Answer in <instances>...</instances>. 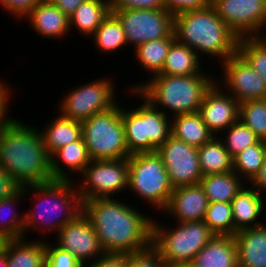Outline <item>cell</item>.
Wrapping results in <instances>:
<instances>
[{
	"instance_id": "obj_1",
	"label": "cell",
	"mask_w": 266,
	"mask_h": 267,
	"mask_svg": "<svg viewBox=\"0 0 266 267\" xmlns=\"http://www.w3.org/2000/svg\"><path fill=\"white\" fill-rule=\"evenodd\" d=\"M116 199L82 202V212L92 223L104 252L130 254L147 249L152 245V218Z\"/></svg>"
},
{
	"instance_id": "obj_2",
	"label": "cell",
	"mask_w": 266,
	"mask_h": 267,
	"mask_svg": "<svg viewBox=\"0 0 266 267\" xmlns=\"http://www.w3.org/2000/svg\"><path fill=\"white\" fill-rule=\"evenodd\" d=\"M22 122L9 117L0 125V167L21 188L53 181L51 157L40 130Z\"/></svg>"
},
{
	"instance_id": "obj_3",
	"label": "cell",
	"mask_w": 266,
	"mask_h": 267,
	"mask_svg": "<svg viewBox=\"0 0 266 267\" xmlns=\"http://www.w3.org/2000/svg\"><path fill=\"white\" fill-rule=\"evenodd\" d=\"M176 40L190 47L198 56L220 58V64L237 53L238 36L216 14L211 4L174 16ZM200 51V52H199Z\"/></svg>"
},
{
	"instance_id": "obj_4",
	"label": "cell",
	"mask_w": 266,
	"mask_h": 267,
	"mask_svg": "<svg viewBox=\"0 0 266 267\" xmlns=\"http://www.w3.org/2000/svg\"><path fill=\"white\" fill-rule=\"evenodd\" d=\"M216 81L215 77L211 78L207 73L189 76L157 74L151 76L146 83L144 81L130 88L137 90L156 108L163 106L160 111L165 115H168V108L173 112L171 117H174L198 112L205 94Z\"/></svg>"
},
{
	"instance_id": "obj_5",
	"label": "cell",
	"mask_w": 266,
	"mask_h": 267,
	"mask_svg": "<svg viewBox=\"0 0 266 267\" xmlns=\"http://www.w3.org/2000/svg\"><path fill=\"white\" fill-rule=\"evenodd\" d=\"M75 182L53 180L29 186L30 190L35 191L31 198L39 201L33 205L32 210L24 213V237L29 229L34 231L37 228L40 231L58 233L65 224L82 212V201Z\"/></svg>"
},
{
	"instance_id": "obj_6",
	"label": "cell",
	"mask_w": 266,
	"mask_h": 267,
	"mask_svg": "<svg viewBox=\"0 0 266 267\" xmlns=\"http://www.w3.org/2000/svg\"><path fill=\"white\" fill-rule=\"evenodd\" d=\"M129 92L143 98L144 104L133 109L121 108L128 152L130 155L155 152L171 135L170 117L160 111L159 107L153 106L137 90Z\"/></svg>"
},
{
	"instance_id": "obj_7",
	"label": "cell",
	"mask_w": 266,
	"mask_h": 267,
	"mask_svg": "<svg viewBox=\"0 0 266 267\" xmlns=\"http://www.w3.org/2000/svg\"><path fill=\"white\" fill-rule=\"evenodd\" d=\"M163 226L153 220L152 246L165 264L191 263L215 235L203 221L176 222L172 229Z\"/></svg>"
},
{
	"instance_id": "obj_8",
	"label": "cell",
	"mask_w": 266,
	"mask_h": 267,
	"mask_svg": "<svg viewBox=\"0 0 266 267\" xmlns=\"http://www.w3.org/2000/svg\"><path fill=\"white\" fill-rule=\"evenodd\" d=\"M120 103L82 122V138L92 160H117L130 156L121 119Z\"/></svg>"
},
{
	"instance_id": "obj_9",
	"label": "cell",
	"mask_w": 266,
	"mask_h": 267,
	"mask_svg": "<svg viewBox=\"0 0 266 267\" xmlns=\"http://www.w3.org/2000/svg\"><path fill=\"white\" fill-rule=\"evenodd\" d=\"M128 188L149 205L165 209L174 187L156 151L129 156Z\"/></svg>"
},
{
	"instance_id": "obj_10",
	"label": "cell",
	"mask_w": 266,
	"mask_h": 267,
	"mask_svg": "<svg viewBox=\"0 0 266 267\" xmlns=\"http://www.w3.org/2000/svg\"><path fill=\"white\" fill-rule=\"evenodd\" d=\"M129 157L117 160H92L81 173L77 185L81 201L111 198L128 189ZM112 195V196H111Z\"/></svg>"
},
{
	"instance_id": "obj_11",
	"label": "cell",
	"mask_w": 266,
	"mask_h": 267,
	"mask_svg": "<svg viewBox=\"0 0 266 267\" xmlns=\"http://www.w3.org/2000/svg\"><path fill=\"white\" fill-rule=\"evenodd\" d=\"M114 79H97L82 86H77L67 93L59 106L62 117L83 122L94 114L114 107L118 102L115 97ZM61 110V111H60Z\"/></svg>"
},
{
	"instance_id": "obj_12",
	"label": "cell",
	"mask_w": 266,
	"mask_h": 267,
	"mask_svg": "<svg viewBox=\"0 0 266 267\" xmlns=\"http://www.w3.org/2000/svg\"><path fill=\"white\" fill-rule=\"evenodd\" d=\"M120 20L128 46L175 37L174 15L161 9H121L112 11ZM131 43V44H130Z\"/></svg>"
},
{
	"instance_id": "obj_13",
	"label": "cell",
	"mask_w": 266,
	"mask_h": 267,
	"mask_svg": "<svg viewBox=\"0 0 266 267\" xmlns=\"http://www.w3.org/2000/svg\"><path fill=\"white\" fill-rule=\"evenodd\" d=\"M156 152L160 155L174 188L200 183L203 174L197 147L170 135Z\"/></svg>"
},
{
	"instance_id": "obj_14",
	"label": "cell",
	"mask_w": 266,
	"mask_h": 267,
	"mask_svg": "<svg viewBox=\"0 0 266 267\" xmlns=\"http://www.w3.org/2000/svg\"><path fill=\"white\" fill-rule=\"evenodd\" d=\"M216 14L238 36L256 37L266 20V0H211Z\"/></svg>"
},
{
	"instance_id": "obj_15",
	"label": "cell",
	"mask_w": 266,
	"mask_h": 267,
	"mask_svg": "<svg viewBox=\"0 0 266 267\" xmlns=\"http://www.w3.org/2000/svg\"><path fill=\"white\" fill-rule=\"evenodd\" d=\"M55 235L58 241L56 246L70 252L84 266L105 254L92 223L83 212L65 224Z\"/></svg>"
},
{
	"instance_id": "obj_16",
	"label": "cell",
	"mask_w": 266,
	"mask_h": 267,
	"mask_svg": "<svg viewBox=\"0 0 266 267\" xmlns=\"http://www.w3.org/2000/svg\"><path fill=\"white\" fill-rule=\"evenodd\" d=\"M221 87L239 104L249 100L266 99V83L237 52L222 63Z\"/></svg>"
},
{
	"instance_id": "obj_17",
	"label": "cell",
	"mask_w": 266,
	"mask_h": 267,
	"mask_svg": "<svg viewBox=\"0 0 266 267\" xmlns=\"http://www.w3.org/2000/svg\"><path fill=\"white\" fill-rule=\"evenodd\" d=\"M220 83L219 79V82L216 81L207 91L198 110L214 136L223 133L222 131L234 124L239 117V102L229 93H225Z\"/></svg>"
},
{
	"instance_id": "obj_18",
	"label": "cell",
	"mask_w": 266,
	"mask_h": 267,
	"mask_svg": "<svg viewBox=\"0 0 266 267\" xmlns=\"http://www.w3.org/2000/svg\"><path fill=\"white\" fill-rule=\"evenodd\" d=\"M208 205V198L200 183L180 186L171 193L164 213L180 223L203 221Z\"/></svg>"
},
{
	"instance_id": "obj_19",
	"label": "cell",
	"mask_w": 266,
	"mask_h": 267,
	"mask_svg": "<svg viewBox=\"0 0 266 267\" xmlns=\"http://www.w3.org/2000/svg\"><path fill=\"white\" fill-rule=\"evenodd\" d=\"M252 186L244 185L232 199V217L234 221V236L238 231L262 226L259 222L263 213L264 197ZM258 220V221H257Z\"/></svg>"
},
{
	"instance_id": "obj_20",
	"label": "cell",
	"mask_w": 266,
	"mask_h": 267,
	"mask_svg": "<svg viewBox=\"0 0 266 267\" xmlns=\"http://www.w3.org/2000/svg\"><path fill=\"white\" fill-rule=\"evenodd\" d=\"M190 264L193 267H238V249L234 236L214 235Z\"/></svg>"
},
{
	"instance_id": "obj_21",
	"label": "cell",
	"mask_w": 266,
	"mask_h": 267,
	"mask_svg": "<svg viewBox=\"0 0 266 267\" xmlns=\"http://www.w3.org/2000/svg\"><path fill=\"white\" fill-rule=\"evenodd\" d=\"M26 18L34 32L43 38H64V35L70 32L69 17L50 0H43L31 10Z\"/></svg>"
},
{
	"instance_id": "obj_22",
	"label": "cell",
	"mask_w": 266,
	"mask_h": 267,
	"mask_svg": "<svg viewBox=\"0 0 266 267\" xmlns=\"http://www.w3.org/2000/svg\"><path fill=\"white\" fill-rule=\"evenodd\" d=\"M50 157L51 174L54 180H72L73 177L69 173L81 174L84 168L92 161L82 137L78 141L57 149ZM62 166L66 169H63ZM67 170H70V172Z\"/></svg>"
},
{
	"instance_id": "obj_23",
	"label": "cell",
	"mask_w": 266,
	"mask_h": 267,
	"mask_svg": "<svg viewBox=\"0 0 266 267\" xmlns=\"http://www.w3.org/2000/svg\"><path fill=\"white\" fill-rule=\"evenodd\" d=\"M234 238L238 267H266V224L238 231Z\"/></svg>"
},
{
	"instance_id": "obj_24",
	"label": "cell",
	"mask_w": 266,
	"mask_h": 267,
	"mask_svg": "<svg viewBox=\"0 0 266 267\" xmlns=\"http://www.w3.org/2000/svg\"><path fill=\"white\" fill-rule=\"evenodd\" d=\"M7 239L5 256L7 267H45L46 243L40 239Z\"/></svg>"
},
{
	"instance_id": "obj_25",
	"label": "cell",
	"mask_w": 266,
	"mask_h": 267,
	"mask_svg": "<svg viewBox=\"0 0 266 267\" xmlns=\"http://www.w3.org/2000/svg\"><path fill=\"white\" fill-rule=\"evenodd\" d=\"M110 12L109 0H86L69 16L70 30L74 26L79 33L92 37Z\"/></svg>"
},
{
	"instance_id": "obj_26",
	"label": "cell",
	"mask_w": 266,
	"mask_h": 267,
	"mask_svg": "<svg viewBox=\"0 0 266 267\" xmlns=\"http://www.w3.org/2000/svg\"><path fill=\"white\" fill-rule=\"evenodd\" d=\"M45 129L40 130L44 146L51 156L57 149L78 141L82 137V122L70 120L58 115Z\"/></svg>"
},
{
	"instance_id": "obj_27",
	"label": "cell",
	"mask_w": 266,
	"mask_h": 267,
	"mask_svg": "<svg viewBox=\"0 0 266 267\" xmlns=\"http://www.w3.org/2000/svg\"><path fill=\"white\" fill-rule=\"evenodd\" d=\"M171 118V135L188 145L199 148L214 136L198 112L180 114Z\"/></svg>"
},
{
	"instance_id": "obj_28",
	"label": "cell",
	"mask_w": 266,
	"mask_h": 267,
	"mask_svg": "<svg viewBox=\"0 0 266 267\" xmlns=\"http://www.w3.org/2000/svg\"><path fill=\"white\" fill-rule=\"evenodd\" d=\"M200 56L190 47L175 40L166 56L160 74L172 76H189L203 73Z\"/></svg>"
},
{
	"instance_id": "obj_29",
	"label": "cell",
	"mask_w": 266,
	"mask_h": 267,
	"mask_svg": "<svg viewBox=\"0 0 266 267\" xmlns=\"http://www.w3.org/2000/svg\"><path fill=\"white\" fill-rule=\"evenodd\" d=\"M243 180L232 170L230 172L209 174L201 178L200 185L211 202H231L245 185Z\"/></svg>"
},
{
	"instance_id": "obj_30",
	"label": "cell",
	"mask_w": 266,
	"mask_h": 267,
	"mask_svg": "<svg viewBox=\"0 0 266 267\" xmlns=\"http://www.w3.org/2000/svg\"><path fill=\"white\" fill-rule=\"evenodd\" d=\"M198 156L203 176L233 170V158L219 136H213L207 143L199 147Z\"/></svg>"
},
{
	"instance_id": "obj_31",
	"label": "cell",
	"mask_w": 266,
	"mask_h": 267,
	"mask_svg": "<svg viewBox=\"0 0 266 267\" xmlns=\"http://www.w3.org/2000/svg\"><path fill=\"white\" fill-rule=\"evenodd\" d=\"M29 191V186L22 187L10 197L0 201V217L9 211L7 213L8 219L6 215L2 221L0 219V243L5 242L7 239L24 238V214L20 216L19 212L14 211L12 208L15 204H18L17 201H21L22 198L30 195Z\"/></svg>"
},
{
	"instance_id": "obj_32",
	"label": "cell",
	"mask_w": 266,
	"mask_h": 267,
	"mask_svg": "<svg viewBox=\"0 0 266 267\" xmlns=\"http://www.w3.org/2000/svg\"><path fill=\"white\" fill-rule=\"evenodd\" d=\"M176 40V37H167L158 40H152L138 45L134 50L135 58L149 71L152 76L160 74L168 51L172 43Z\"/></svg>"
},
{
	"instance_id": "obj_33",
	"label": "cell",
	"mask_w": 266,
	"mask_h": 267,
	"mask_svg": "<svg viewBox=\"0 0 266 267\" xmlns=\"http://www.w3.org/2000/svg\"><path fill=\"white\" fill-rule=\"evenodd\" d=\"M92 36L96 48H99L101 52L113 53L128 45L123 26L113 12L109 13Z\"/></svg>"
},
{
	"instance_id": "obj_34",
	"label": "cell",
	"mask_w": 266,
	"mask_h": 267,
	"mask_svg": "<svg viewBox=\"0 0 266 267\" xmlns=\"http://www.w3.org/2000/svg\"><path fill=\"white\" fill-rule=\"evenodd\" d=\"M265 156L266 141L259 140L256 144L249 146L233 158V171L243 181L245 180L244 183H250L263 165Z\"/></svg>"
},
{
	"instance_id": "obj_35",
	"label": "cell",
	"mask_w": 266,
	"mask_h": 267,
	"mask_svg": "<svg viewBox=\"0 0 266 267\" xmlns=\"http://www.w3.org/2000/svg\"><path fill=\"white\" fill-rule=\"evenodd\" d=\"M203 222L215 235L234 236L231 202L209 203Z\"/></svg>"
},
{
	"instance_id": "obj_36",
	"label": "cell",
	"mask_w": 266,
	"mask_h": 267,
	"mask_svg": "<svg viewBox=\"0 0 266 267\" xmlns=\"http://www.w3.org/2000/svg\"><path fill=\"white\" fill-rule=\"evenodd\" d=\"M255 135L266 141V99L249 100L239 104V117Z\"/></svg>"
},
{
	"instance_id": "obj_37",
	"label": "cell",
	"mask_w": 266,
	"mask_h": 267,
	"mask_svg": "<svg viewBox=\"0 0 266 267\" xmlns=\"http://www.w3.org/2000/svg\"><path fill=\"white\" fill-rule=\"evenodd\" d=\"M226 132L225 139L224 137H220V139L232 158L260 140L255 133L240 120H237L234 124L229 126L225 130V133Z\"/></svg>"
},
{
	"instance_id": "obj_38",
	"label": "cell",
	"mask_w": 266,
	"mask_h": 267,
	"mask_svg": "<svg viewBox=\"0 0 266 267\" xmlns=\"http://www.w3.org/2000/svg\"><path fill=\"white\" fill-rule=\"evenodd\" d=\"M237 52L266 83V47L256 37H243L238 40Z\"/></svg>"
},
{
	"instance_id": "obj_39",
	"label": "cell",
	"mask_w": 266,
	"mask_h": 267,
	"mask_svg": "<svg viewBox=\"0 0 266 267\" xmlns=\"http://www.w3.org/2000/svg\"><path fill=\"white\" fill-rule=\"evenodd\" d=\"M45 267H84L70 252L46 242Z\"/></svg>"
},
{
	"instance_id": "obj_40",
	"label": "cell",
	"mask_w": 266,
	"mask_h": 267,
	"mask_svg": "<svg viewBox=\"0 0 266 267\" xmlns=\"http://www.w3.org/2000/svg\"><path fill=\"white\" fill-rule=\"evenodd\" d=\"M127 267H165V263L151 245L142 251L127 254Z\"/></svg>"
},
{
	"instance_id": "obj_41",
	"label": "cell",
	"mask_w": 266,
	"mask_h": 267,
	"mask_svg": "<svg viewBox=\"0 0 266 267\" xmlns=\"http://www.w3.org/2000/svg\"><path fill=\"white\" fill-rule=\"evenodd\" d=\"M43 0H0V5L12 14L13 18H25L29 15L31 10L41 3ZM15 15V16H14Z\"/></svg>"
},
{
	"instance_id": "obj_42",
	"label": "cell",
	"mask_w": 266,
	"mask_h": 267,
	"mask_svg": "<svg viewBox=\"0 0 266 267\" xmlns=\"http://www.w3.org/2000/svg\"><path fill=\"white\" fill-rule=\"evenodd\" d=\"M110 10L121 9H161L164 0H109Z\"/></svg>"
},
{
	"instance_id": "obj_43",
	"label": "cell",
	"mask_w": 266,
	"mask_h": 267,
	"mask_svg": "<svg viewBox=\"0 0 266 267\" xmlns=\"http://www.w3.org/2000/svg\"><path fill=\"white\" fill-rule=\"evenodd\" d=\"M211 4V0H164V8L172 15L188 10L201 9Z\"/></svg>"
},
{
	"instance_id": "obj_44",
	"label": "cell",
	"mask_w": 266,
	"mask_h": 267,
	"mask_svg": "<svg viewBox=\"0 0 266 267\" xmlns=\"http://www.w3.org/2000/svg\"><path fill=\"white\" fill-rule=\"evenodd\" d=\"M84 267H127V254L105 253Z\"/></svg>"
},
{
	"instance_id": "obj_45",
	"label": "cell",
	"mask_w": 266,
	"mask_h": 267,
	"mask_svg": "<svg viewBox=\"0 0 266 267\" xmlns=\"http://www.w3.org/2000/svg\"><path fill=\"white\" fill-rule=\"evenodd\" d=\"M21 187L0 167V201L16 193Z\"/></svg>"
},
{
	"instance_id": "obj_46",
	"label": "cell",
	"mask_w": 266,
	"mask_h": 267,
	"mask_svg": "<svg viewBox=\"0 0 266 267\" xmlns=\"http://www.w3.org/2000/svg\"><path fill=\"white\" fill-rule=\"evenodd\" d=\"M57 8H59L68 17L76 10V8L86 0H50Z\"/></svg>"
},
{
	"instance_id": "obj_47",
	"label": "cell",
	"mask_w": 266,
	"mask_h": 267,
	"mask_svg": "<svg viewBox=\"0 0 266 267\" xmlns=\"http://www.w3.org/2000/svg\"><path fill=\"white\" fill-rule=\"evenodd\" d=\"M250 183V186L255 188L261 195L263 194L262 192L266 190V156L259 172Z\"/></svg>"
},
{
	"instance_id": "obj_48",
	"label": "cell",
	"mask_w": 266,
	"mask_h": 267,
	"mask_svg": "<svg viewBox=\"0 0 266 267\" xmlns=\"http://www.w3.org/2000/svg\"><path fill=\"white\" fill-rule=\"evenodd\" d=\"M0 267H7L6 256H5V242L0 245Z\"/></svg>"
},
{
	"instance_id": "obj_49",
	"label": "cell",
	"mask_w": 266,
	"mask_h": 267,
	"mask_svg": "<svg viewBox=\"0 0 266 267\" xmlns=\"http://www.w3.org/2000/svg\"><path fill=\"white\" fill-rule=\"evenodd\" d=\"M263 27H266V20H265L264 25L262 26V28ZM262 34H263V32L262 33H258L256 35V38H257L258 41H260L266 47V36H265L266 33L264 32V34L263 35Z\"/></svg>"
},
{
	"instance_id": "obj_50",
	"label": "cell",
	"mask_w": 266,
	"mask_h": 267,
	"mask_svg": "<svg viewBox=\"0 0 266 267\" xmlns=\"http://www.w3.org/2000/svg\"><path fill=\"white\" fill-rule=\"evenodd\" d=\"M165 267H193L190 263L186 264H165Z\"/></svg>"
}]
</instances>
